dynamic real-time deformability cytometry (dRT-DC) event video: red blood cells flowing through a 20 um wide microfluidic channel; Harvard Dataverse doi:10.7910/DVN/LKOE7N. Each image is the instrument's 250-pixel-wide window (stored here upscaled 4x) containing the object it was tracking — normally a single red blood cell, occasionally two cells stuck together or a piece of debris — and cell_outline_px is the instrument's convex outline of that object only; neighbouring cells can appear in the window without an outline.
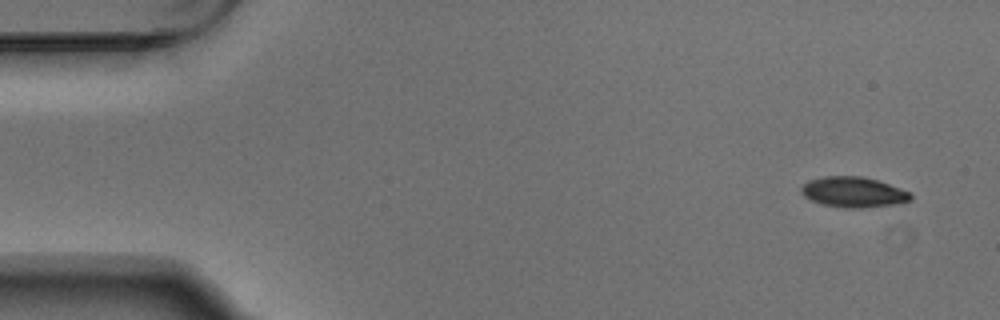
{"species": "Egyptian fruit bat (a non-hibernating species)", "species_latin": "Rousettus aegyptiacus", "temperature_condition": "warm", "stored_images_in_passage": 7, "camera_frame_rate_fps": 3000, "um_per_image_px": 0.085, "animal": {"sex": "male"}, "frame": {"image": 1, "passage_image": 1, "time_ms": 0.0, "image_size_px": [1000, 320], "cell_outline_px": [[912, 196], [908, 200], [900, 204], [864, 208], [844, 208], [824, 204], [812, 200], [804, 196], [800, 192], [800, 188], [808, 180], [824, 176], [864, 176], [900, 188], [908, 192]], "centroid_in_image_um": [72.52, 16.33], "position_along_channel_um": 12.5, "area_um2": 19.36}}
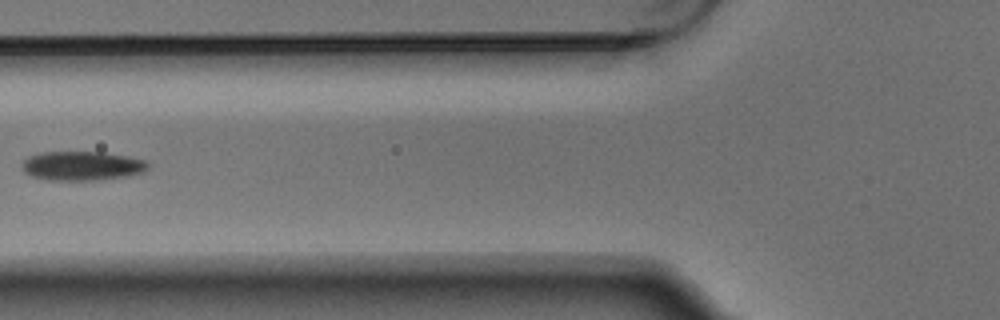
{"frame": {"image": 2, "passage_image": 6, "time_ms": 1.667, "image_size_px": [1000, 320], "cell_outline_px": [[148, 168], [144, 172], [128, 176], [100, 180], [48, 180], [32, 176], [24, 172], [20, 164], [28, 156], [40, 152], [100, 152], [124, 156], [144, 160], [148, 164]], "centroid_in_image_um": [6.93, 14.1], "position_along_channel_um": 118.9, "area_um2": 21.44}}
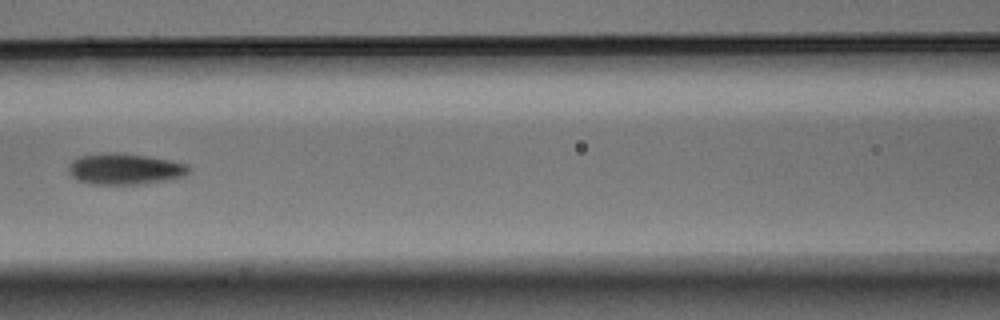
{"frame": {"image": 3, "passage_image": 7, "time_ms": 2.0, "image_size_px": [1000, 320], "cell_outline_px": [[188, 172], [184, 176], [168, 180], [144, 184], [88, 184], [76, 180], [68, 172], [68, 164], [72, 160], [80, 156], [108, 152], [116, 152], [172, 160], [188, 164]], "centroid_in_image_um": [10.58, 14.37], "position_along_channel_um": 156.0, "area_um2": 21.96}}